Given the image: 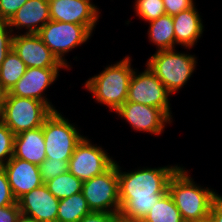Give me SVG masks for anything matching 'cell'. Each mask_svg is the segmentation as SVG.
<instances>
[{
    "instance_id": "cell-22",
    "label": "cell",
    "mask_w": 222,
    "mask_h": 222,
    "mask_svg": "<svg viewBox=\"0 0 222 222\" xmlns=\"http://www.w3.org/2000/svg\"><path fill=\"white\" fill-rule=\"evenodd\" d=\"M27 70L25 63L12 50L0 68V93L9 92Z\"/></svg>"
},
{
    "instance_id": "cell-11",
    "label": "cell",
    "mask_w": 222,
    "mask_h": 222,
    "mask_svg": "<svg viewBox=\"0 0 222 222\" xmlns=\"http://www.w3.org/2000/svg\"><path fill=\"white\" fill-rule=\"evenodd\" d=\"M12 49L27 68H67L55 57L38 34H14Z\"/></svg>"
},
{
    "instance_id": "cell-29",
    "label": "cell",
    "mask_w": 222,
    "mask_h": 222,
    "mask_svg": "<svg viewBox=\"0 0 222 222\" xmlns=\"http://www.w3.org/2000/svg\"><path fill=\"white\" fill-rule=\"evenodd\" d=\"M16 203L17 200L13 196L7 175L3 167H0V207L10 206Z\"/></svg>"
},
{
    "instance_id": "cell-33",
    "label": "cell",
    "mask_w": 222,
    "mask_h": 222,
    "mask_svg": "<svg viewBox=\"0 0 222 222\" xmlns=\"http://www.w3.org/2000/svg\"><path fill=\"white\" fill-rule=\"evenodd\" d=\"M117 217L115 213L91 212L79 222H117Z\"/></svg>"
},
{
    "instance_id": "cell-21",
    "label": "cell",
    "mask_w": 222,
    "mask_h": 222,
    "mask_svg": "<svg viewBox=\"0 0 222 222\" xmlns=\"http://www.w3.org/2000/svg\"><path fill=\"white\" fill-rule=\"evenodd\" d=\"M91 213L82 192L59 200L57 222H79L84 216Z\"/></svg>"
},
{
    "instance_id": "cell-17",
    "label": "cell",
    "mask_w": 222,
    "mask_h": 222,
    "mask_svg": "<svg viewBox=\"0 0 222 222\" xmlns=\"http://www.w3.org/2000/svg\"><path fill=\"white\" fill-rule=\"evenodd\" d=\"M48 0H27L7 22L12 29H26V34H37L50 21Z\"/></svg>"
},
{
    "instance_id": "cell-16",
    "label": "cell",
    "mask_w": 222,
    "mask_h": 222,
    "mask_svg": "<svg viewBox=\"0 0 222 222\" xmlns=\"http://www.w3.org/2000/svg\"><path fill=\"white\" fill-rule=\"evenodd\" d=\"M3 169L16 200L44 184L40 175L39 165L26 160L12 157L3 166Z\"/></svg>"
},
{
    "instance_id": "cell-6",
    "label": "cell",
    "mask_w": 222,
    "mask_h": 222,
    "mask_svg": "<svg viewBox=\"0 0 222 222\" xmlns=\"http://www.w3.org/2000/svg\"><path fill=\"white\" fill-rule=\"evenodd\" d=\"M68 119L61 113H53L45 120L42 125L46 158L56 161H67L73 155L76 145L82 140V136Z\"/></svg>"
},
{
    "instance_id": "cell-2",
    "label": "cell",
    "mask_w": 222,
    "mask_h": 222,
    "mask_svg": "<svg viewBox=\"0 0 222 222\" xmlns=\"http://www.w3.org/2000/svg\"><path fill=\"white\" fill-rule=\"evenodd\" d=\"M168 192L184 222H203L209 219L211 206L219 196L213 190L195 184L185 168L180 167L168 182Z\"/></svg>"
},
{
    "instance_id": "cell-30",
    "label": "cell",
    "mask_w": 222,
    "mask_h": 222,
    "mask_svg": "<svg viewBox=\"0 0 222 222\" xmlns=\"http://www.w3.org/2000/svg\"><path fill=\"white\" fill-rule=\"evenodd\" d=\"M27 0H0V22L7 23Z\"/></svg>"
},
{
    "instance_id": "cell-5",
    "label": "cell",
    "mask_w": 222,
    "mask_h": 222,
    "mask_svg": "<svg viewBox=\"0 0 222 222\" xmlns=\"http://www.w3.org/2000/svg\"><path fill=\"white\" fill-rule=\"evenodd\" d=\"M196 58L175 49L159 50L151 55L146 65L173 94L186 85L196 68Z\"/></svg>"
},
{
    "instance_id": "cell-27",
    "label": "cell",
    "mask_w": 222,
    "mask_h": 222,
    "mask_svg": "<svg viewBox=\"0 0 222 222\" xmlns=\"http://www.w3.org/2000/svg\"><path fill=\"white\" fill-rule=\"evenodd\" d=\"M40 175L42 181L45 183L50 179L55 178L56 176L68 171V162L67 161H56L52 158H46L39 165Z\"/></svg>"
},
{
    "instance_id": "cell-9",
    "label": "cell",
    "mask_w": 222,
    "mask_h": 222,
    "mask_svg": "<svg viewBox=\"0 0 222 222\" xmlns=\"http://www.w3.org/2000/svg\"><path fill=\"white\" fill-rule=\"evenodd\" d=\"M171 95L163 83L146 65V69L140 74L133 72L126 101L160 108L171 118L172 113L168 98Z\"/></svg>"
},
{
    "instance_id": "cell-24",
    "label": "cell",
    "mask_w": 222,
    "mask_h": 222,
    "mask_svg": "<svg viewBox=\"0 0 222 222\" xmlns=\"http://www.w3.org/2000/svg\"><path fill=\"white\" fill-rule=\"evenodd\" d=\"M44 184L47 186L48 190L60 200L82 192L83 182L67 171L48 180Z\"/></svg>"
},
{
    "instance_id": "cell-25",
    "label": "cell",
    "mask_w": 222,
    "mask_h": 222,
    "mask_svg": "<svg viewBox=\"0 0 222 222\" xmlns=\"http://www.w3.org/2000/svg\"><path fill=\"white\" fill-rule=\"evenodd\" d=\"M135 13L145 21H152L165 15L163 0H135Z\"/></svg>"
},
{
    "instance_id": "cell-31",
    "label": "cell",
    "mask_w": 222,
    "mask_h": 222,
    "mask_svg": "<svg viewBox=\"0 0 222 222\" xmlns=\"http://www.w3.org/2000/svg\"><path fill=\"white\" fill-rule=\"evenodd\" d=\"M165 13L174 16L194 6L193 0H163Z\"/></svg>"
},
{
    "instance_id": "cell-36",
    "label": "cell",
    "mask_w": 222,
    "mask_h": 222,
    "mask_svg": "<svg viewBox=\"0 0 222 222\" xmlns=\"http://www.w3.org/2000/svg\"><path fill=\"white\" fill-rule=\"evenodd\" d=\"M117 222H143V221H139V220H130V219H126L123 217H117Z\"/></svg>"
},
{
    "instance_id": "cell-19",
    "label": "cell",
    "mask_w": 222,
    "mask_h": 222,
    "mask_svg": "<svg viewBox=\"0 0 222 222\" xmlns=\"http://www.w3.org/2000/svg\"><path fill=\"white\" fill-rule=\"evenodd\" d=\"M173 17L175 45L192 48L201 38L204 26L195 5Z\"/></svg>"
},
{
    "instance_id": "cell-7",
    "label": "cell",
    "mask_w": 222,
    "mask_h": 222,
    "mask_svg": "<svg viewBox=\"0 0 222 222\" xmlns=\"http://www.w3.org/2000/svg\"><path fill=\"white\" fill-rule=\"evenodd\" d=\"M82 193L91 212L119 214L118 164L115 163L103 174L94 176L82 184Z\"/></svg>"
},
{
    "instance_id": "cell-10",
    "label": "cell",
    "mask_w": 222,
    "mask_h": 222,
    "mask_svg": "<svg viewBox=\"0 0 222 222\" xmlns=\"http://www.w3.org/2000/svg\"><path fill=\"white\" fill-rule=\"evenodd\" d=\"M115 160L110 158L106 150L92 145L87 137L76 145L68 163V171L82 182L107 171Z\"/></svg>"
},
{
    "instance_id": "cell-26",
    "label": "cell",
    "mask_w": 222,
    "mask_h": 222,
    "mask_svg": "<svg viewBox=\"0 0 222 222\" xmlns=\"http://www.w3.org/2000/svg\"><path fill=\"white\" fill-rule=\"evenodd\" d=\"M14 133L0 120V167L13 157Z\"/></svg>"
},
{
    "instance_id": "cell-13",
    "label": "cell",
    "mask_w": 222,
    "mask_h": 222,
    "mask_svg": "<svg viewBox=\"0 0 222 222\" xmlns=\"http://www.w3.org/2000/svg\"><path fill=\"white\" fill-rule=\"evenodd\" d=\"M115 113L127 120L137 131L159 135L170 118L162 109L126 101Z\"/></svg>"
},
{
    "instance_id": "cell-4",
    "label": "cell",
    "mask_w": 222,
    "mask_h": 222,
    "mask_svg": "<svg viewBox=\"0 0 222 222\" xmlns=\"http://www.w3.org/2000/svg\"><path fill=\"white\" fill-rule=\"evenodd\" d=\"M52 113L40 100L12 96L9 92L1 94L0 120L14 135L41 127Z\"/></svg>"
},
{
    "instance_id": "cell-28",
    "label": "cell",
    "mask_w": 222,
    "mask_h": 222,
    "mask_svg": "<svg viewBox=\"0 0 222 222\" xmlns=\"http://www.w3.org/2000/svg\"><path fill=\"white\" fill-rule=\"evenodd\" d=\"M13 37L8 24L0 22V68L6 56L13 50Z\"/></svg>"
},
{
    "instance_id": "cell-23",
    "label": "cell",
    "mask_w": 222,
    "mask_h": 222,
    "mask_svg": "<svg viewBox=\"0 0 222 222\" xmlns=\"http://www.w3.org/2000/svg\"><path fill=\"white\" fill-rule=\"evenodd\" d=\"M143 222H184V220L167 191L149 211Z\"/></svg>"
},
{
    "instance_id": "cell-8",
    "label": "cell",
    "mask_w": 222,
    "mask_h": 222,
    "mask_svg": "<svg viewBox=\"0 0 222 222\" xmlns=\"http://www.w3.org/2000/svg\"><path fill=\"white\" fill-rule=\"evenodd\" d=\"M37 34L55 57L68 68L70 65H67L63 56L90 39L92 32L85 25L50 20Z\"/></svg>"
},
{
    "instance_id": "cell-14",
    "label": "cell",
    "mask_w": 222,
    "mask_h": 222,
    "mask_svg": "<svg viewBox=\"0 0 222 222\" xmlns=\"http://www.w3.org/2000/svg\"><path fill=\"white\" fill-rule=\"evenodd\" d=\"M62 68H27L23 77L9 91L12 96L32 98L47 104L53 111H57L52 103L44 96V91L56 81Z\"/></svg>"
},
{
    "instance_id": "cell-1",
    "label": "cell",
    "mask_w": 222,
    "mask_h": 222,
    "mask_svg": "<svg viewBox=\"0 0 222 222\" xmlns=\"http://www.w3.org/2000/svg\"><path fill=\"white\" fill-rule=\"evenodd\" d=\"M178 165L122 172L118 165L120 211L118 216L143 221L168 191V182Z\"/></svg>"
},
{
    "instance_id": "cell-35",
    "label": "cell",
    "mask_w": 222,
    "mask_h": 222,
    "mask_svg": "<svg viewBox=\"0 0 222 222\" xmlns=\"http://www.w3.org/2000/svg\"><path fill=\"white\" fill-rule=\"evenodd\" d=\"M17 222H39L31 217L25 216L21 214L17 220Z\"/></svg>"
},
{
    "instance_id": "cell-18",
    "label": "cell",
    "mask_w": 222,
    "mask_h": 222,
    "mask_svg": "<svg viewBox=\"0 0 222 222\" xmlns=\"http://www.w3.org/2000/svg\"><path fill=\"white\" fill-rule=\"evenodd\" d=\"M42 126L14 137L13 157L40 165L46 159Z\"/></svg>"
},
{
    "instance_id": "cell-34",
    "label": "cell",
    "mask_w": 222,
    "mask_h": 222,
    "mask_svg": "<svg viewBox=\"0 0 222 222\" xmlns=\"http://www.w3.org/2000/svg\"><path fill=\"white\" fill-rule=\"evenodd\" d=\"M211 222H222V196H218L213 202L209 214Z\"/></svg>"
},
{
    "instance_id": "cell-32",
    "label": "cell",
    "mask_w": 222,
    "mask_h": 222,
    "mask_svg": "<svg viewBox=\"0 0 222 222\" xmlns=\"http://www.w3.org/2000/svg\"><path fill=\"white\" fill-rule=\"evenodd\" d=\"M21 215L18 203L0 207V222H17Z\"/></svg>"
},
{
    "instance_id": "cell-12",
    "label": "cell",
    "mask_w": 222,
    "mask_h": 222,
    "mask_svg": "<svg viewBox=\"0 0 222 222\" xmlns=\"http://www.w3.org/2000/svg\"><path fill=\"white\" fill-rule=\"evenodd\" d=\"M53 21L85 25L91 32L99 19V9L91 0H48Z\"/></svg>"
},
{
    "instance_id": "cell-20",
    "label": "cell",
    "mask_w": 222,
    "mask_h": 222,
    "mask_svg": "<svg viewBox=\"0 0 222 222\" xmlns=\"http://www.w3.org/2000/svg\"><path fill=\"white\" fill-rule=\"evenodd\" d=\"M149 40L159 50L175 49V33L173 17L165 14L149 22Z\"/></svg>"
},
{
    "instance_id": "cell-3",
    "label": "cell",
    "mask_w": 222,
    "mask_h": 222,
    "mask_svg": "<svg viewBox=\"0 0 222 222\" xmlns=\"http://www.w3.org/2000/svg\"><path fill=\"white\" fill-rule=\"evenodd\" d=\"M131 67V58L126 56L89 78L84 86L93 93L98 103L116 112L127 100L129 83L135 70Z\"/></svg>"
},
{
    "instance_id": "cell-15",
    "label": "cell",
    "mask_w": 222,
    "mask_h": 222,
    "mask_svg": "<svg viewBox=\"0 0 222 222\" xmlns=\"http://www.w3.org/2000/svg\"><path fill=\"white\" fill-rule=\"evenodd\" d=\"M17 203L21 214L39 222H57L59 199L45 184L21 196Z\"/></svg>"
}]
</instances>
